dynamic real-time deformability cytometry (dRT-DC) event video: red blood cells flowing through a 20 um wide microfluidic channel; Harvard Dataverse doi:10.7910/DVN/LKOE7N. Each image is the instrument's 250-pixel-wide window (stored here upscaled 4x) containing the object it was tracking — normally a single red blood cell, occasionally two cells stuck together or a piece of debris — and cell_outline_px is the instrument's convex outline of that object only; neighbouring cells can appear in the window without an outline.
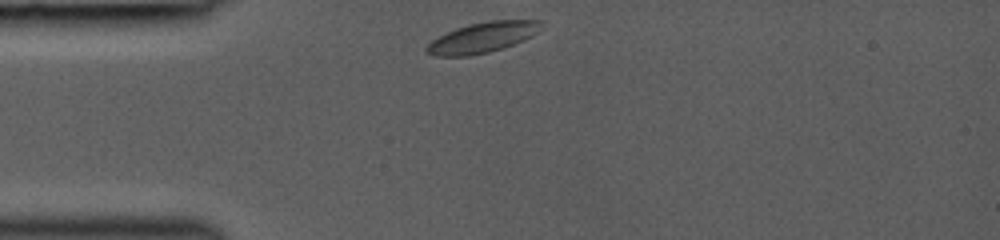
{"species": "common noctule bat (a hibernating species)", "species_latin": "Nyctalus noctula", "temperature_condition": "room temperature", "stored_images_in_passage": 3, "camera_frame_rate_fps": 3000, "um_per_image_px": 0.085, "animal": {"sex": "female", "body_mass_g": 19.0, "forearm_length_mm": 53.3}, "frame": {"image": 1, "passage_image": 1, "time_ms": 0.0, "image_size_px": [1000, 240], "cell_outline_px": [[540, 20], [536, 32], [532, 36], [524, 40], [504, 48], [488, 52], [468, 56], [432, 56], [424, 52], [424, 48], [432, 40], [456, 28], [468, 24], [488, 20]], "centroid_in_image_um": [40.94, 3.2], "position_along_channel_um": 44.1, "area_um2": 20.17}}